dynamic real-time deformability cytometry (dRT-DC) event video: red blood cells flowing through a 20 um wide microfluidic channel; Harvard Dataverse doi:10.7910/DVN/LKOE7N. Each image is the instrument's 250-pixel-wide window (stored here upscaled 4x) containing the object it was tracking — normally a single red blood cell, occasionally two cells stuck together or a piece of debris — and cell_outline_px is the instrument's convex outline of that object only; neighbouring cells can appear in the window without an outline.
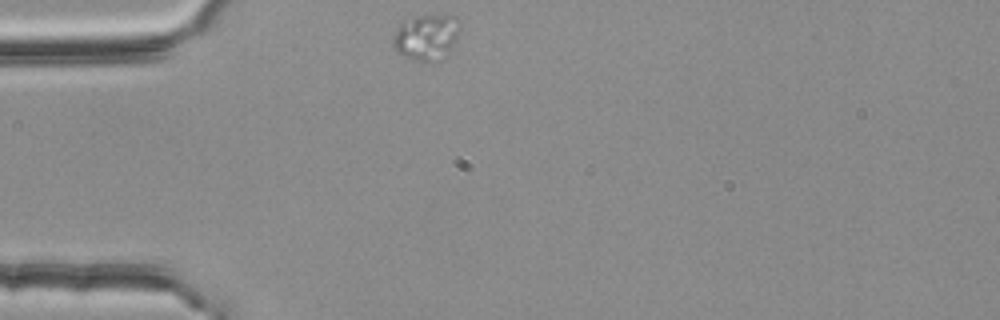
{"species": "common noctule bat (a hibernating species)", "species_latin": "Nyctalus noctula", "temperature_condition": "room temperature", "stored_images_in_passage": 32, "camera_frame_rate_fps": 3000, "um_per_image_px": 0.085, "animal": {"sex": "female", "body_mass_g": 25.1}, "frame": {"image": 1, "passage_image": 1, "time_ms": 0.0, "image_size_px": [1000, 320], "cell_outline_px": [[460, 32], [456, 40], [444, 60], [420, 64], [396, 52], [392, 48], [392, 40], [400, 24], [412, 16], [456, 16], [460, 20]], "centroid_in_image_um": [36.25, 3.22], "position_along_channel_um": 48.7, "area_um2": 18.44}}